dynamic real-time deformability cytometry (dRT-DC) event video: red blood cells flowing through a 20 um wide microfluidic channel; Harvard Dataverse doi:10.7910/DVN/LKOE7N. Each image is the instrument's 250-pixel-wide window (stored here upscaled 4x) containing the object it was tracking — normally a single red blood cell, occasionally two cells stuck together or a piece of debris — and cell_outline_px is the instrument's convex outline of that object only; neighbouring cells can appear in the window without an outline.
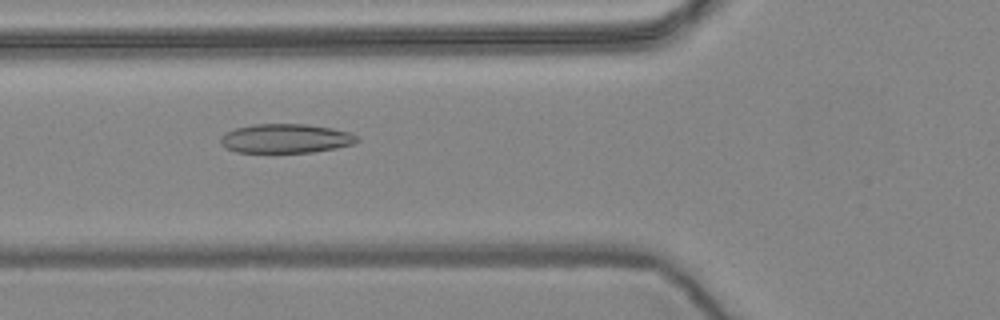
{"species": "common noctule bat (a hibernating species)", "species_latin": "Nyctalus noctula", "temperature_condition": "warm", "stored_images_in_passage": 57, "camera_frame_rate_fps": 3000, "um_per_image_px": 0.085, "animal": {"sex": "female", "body_mass_g": 24.6, "forearm_length_mm": 56.2}, "frame": {"image": 1, "passage_image": 21, "time_ms": 6.667, "image_size_px": [1000, 320], "cell_outline_px": [[360, 140], [352, 144], [336, 148], [312, 152], [236, 152], [224, 148], [220, 140], [220, 136], [236, 128], [256, 124], [308, 124], [332, 128], [348, 132], [360, 136]], "centroid_in_image_um": [24.31, 11.77], "position_along_channel_um": 101.5, "area_um2": 23.18}}
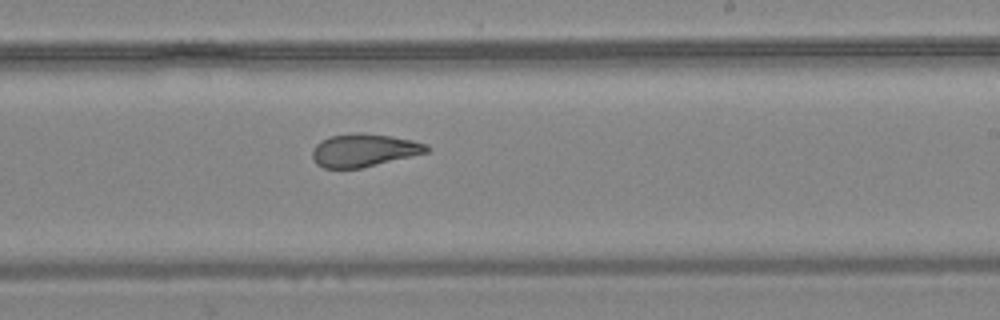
{"frame": {"image": 2, "passage_image": 34, "time_ms": 11.0, "image_size_px": [1000, 320], "cell_outline_px": [[428, 152], [360, 168], [324, 168], [316, 164], [312, 160], [312, 148], [320, 140], [328, 136], [356, 132], [360, 132], [392, 136], [412, 140], [428, 144]], "centroid_in_image_um": [30.88, 12.76], "position_along_channel_um": 258.1, "area_um2": 22.02}}
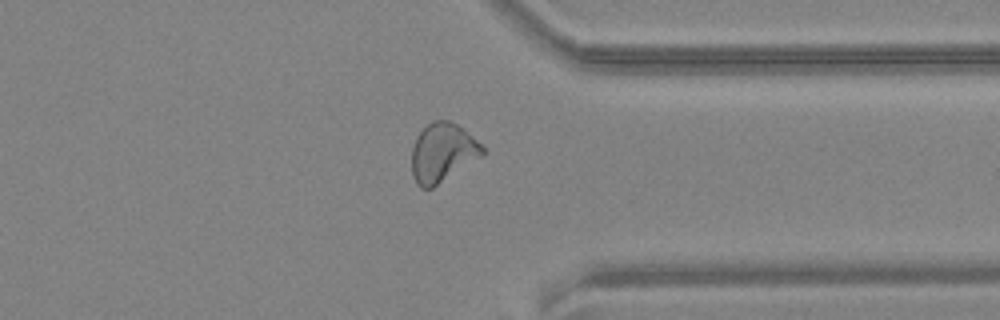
{"frame": {"image": 3, "passage_image": 44, "time_ms": 14.333, "image_size_px": [1000, 320], "cell_outline_px": [[484, 152], [480, 156], [432, 188], [420, 188], [416, 184], [412, 176], [412, 148], [416, 136], [432, 120], [448, 120], [456, 124], [476, 140], [484, 148]], "centroid_in_image_um": [37.56, 12.97], "position_along_channel_um": 373.8, "area_um2": 23.76}, "authors_computed_cell_mechanics": {"area_um2": 24.6228, "velocity_mm_per_s": 3.6044, "shape_relaxation_time_tau1_ms": null, "shape_relaxation_time_tau2_ms": 1.7215, "deformation_change_tau1": null, "deformation_change_tau2": 0.0853}}